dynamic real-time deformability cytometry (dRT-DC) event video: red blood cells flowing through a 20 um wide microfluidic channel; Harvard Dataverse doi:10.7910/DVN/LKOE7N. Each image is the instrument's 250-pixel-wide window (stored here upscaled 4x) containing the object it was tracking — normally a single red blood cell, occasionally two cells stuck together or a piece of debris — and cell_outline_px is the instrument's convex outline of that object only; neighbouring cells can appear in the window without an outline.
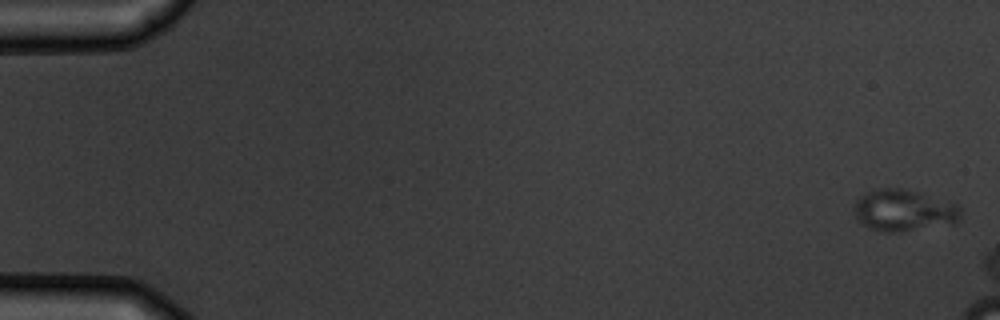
{"species": "common noctule bat (a hibernating species)", "species_latin": "Nyctalus noctula", "temperature_condition": "warm", "stored_images_in_passage": 5, "camera_frame_rate_fps": 3000, "um_per_image_px": 0.085, "animal": {"sex": "male", "body_mass_g": 19.5, "forearm_length_mm": 54.6}, "frame": {"image": 1, "passage_image": 1, "time_ms": 0.0, "image_size_px": [1000, 320], "cell_outline_px": [[964, 208], [960, 216], [956, 220], [900, 232], [884, 232], [868, 228], [856, 220], [852, 212], [856, 200], [864, 192], [876, 188], [900, 188], [916, 192], [960, 204]], "centroid_in_image_um": [76.73, 17.86], "position_along_channel_um": 8.3, "area_um2": 25.72}}